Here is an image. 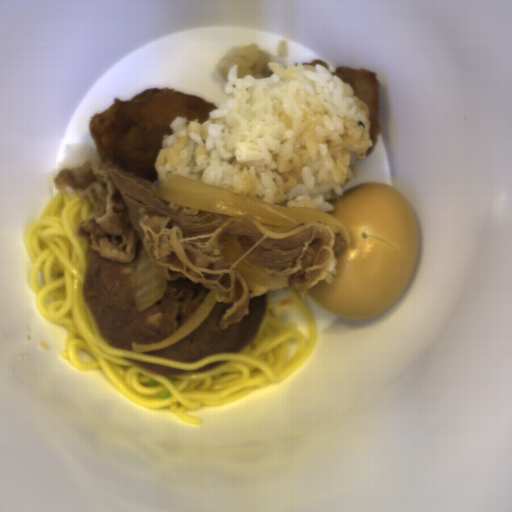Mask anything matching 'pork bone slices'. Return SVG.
<instances>
[{
    "mask_svg": "<svg viewBox=\"0 0 512 512\" xmlns=\"http://www.w3.org/2000/svg\"><path fill=\"white\" fill-rule=\"evenodd\" d=\"M144 246L135 245L130 263L109 260L89 249L82 296L96 326L109 345L132 349L131 344L153 345L173 334L204 302L212 289L188 278L168 281L162 298L143 312H137L131 279Z\"/></svg>",
    "mask_w": 512,
    "mask_h": 512,
    "instance_id": "1",
    "label": "pork bone slices"
},
{
    "mask_svg": "<svg viewBox=\"0 0 512 512\" xmlns=\"http://www.w3.org/2000/svg\"><path fill=\"white\" fill-rule=\"evenodd\" d=\"M125 361L131 363L132 365L138 367L141 370L148 371L151 373H155L158 375H180V374H194V373H201V372H208L213 369L219 368L221 366H224L226 361H219L212 364H207L205 366H202L198 370H180L175 367L150 363L146 361L131 359V358H122Z\"/></svg>",
    "mask_w": 512,
    "mask_h": 512,
    "instance_id": "3",
    "label": "pork bone slices"
},
{
    "mask_svg": "<svg viewBox=\"0 0 512 512\" xmlns=\"http://www.w3.org/2000/svg\"><path fill=\"white\" fill-rule=\"evenodd\" d=\"M267 304V293L249 298V314L242 317L240 323L230 324L226 329H221L218 323L226 310L233 307V303L216 302L202 323L188 335L160 350L142 353L185 364H195L211 355L237 353L243 350L259 331Z\"/></svg>",
    "mask_w": 512,
    "mask_h": 512,
    "instance_id": "2",
    "label": "pork bone slices"
}]
</instances>
